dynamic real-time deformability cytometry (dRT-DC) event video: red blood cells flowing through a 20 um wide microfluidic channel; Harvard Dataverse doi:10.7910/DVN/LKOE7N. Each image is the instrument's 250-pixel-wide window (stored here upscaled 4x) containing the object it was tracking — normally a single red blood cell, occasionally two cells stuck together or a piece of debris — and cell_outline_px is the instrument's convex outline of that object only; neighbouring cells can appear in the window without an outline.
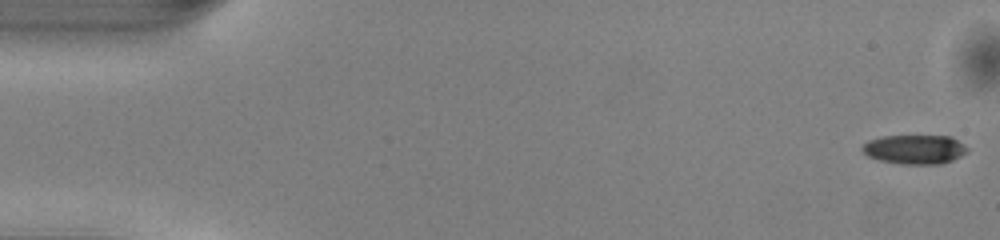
{"species": "common noctule bat (a hibernating species)", "species_latin": "Nyctalus noctula", "temperature_condition": "warm", "stored_images_in_passage": 29, "camera_frame_rate_fps": 3000, "um_per_image_px": 0.085, "animal": {"sex": "male", "body_mass_g": 13.0, "forearm_length_mm": 53.1}, "frame": {"image": 1, "passage_image": 1, "time_ms": 0.0, "image_size_px": [1000, 240], "cell_outline_px": [[968, 152], [952, 160], [940, 164], [900, 164], [880, 160], [868, 156], [860, 148], [868, 140], [880, 136], [952, 136], [968, 148]], "centroid_in_image_um": [77.74, 12.69], "position_along_channel_um": 7.3, "area_um2": 17.92}}
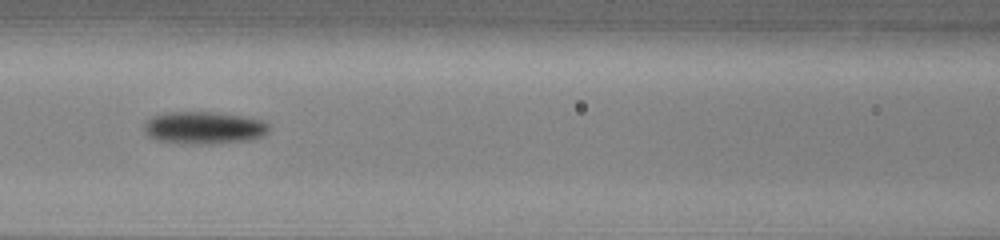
{"frame": {"image": 2, "passage_image": 22, "time_ms": 7.0, "image_size_px": [1000, 240], "cell_outline_px": [[268, 132], [264, 136], [252, 140], [204, 144], [180, 144], [156, 140], [148, 136], [144, 132], [144, 124], [152, 116], [168, 112], [208, 112], [240, 116], [260, 120], [268, 124]], "centroid_in_image_um": [17.29, 10.88], "position_along_channel_um": 149.3, "area_um2": 23.58}}
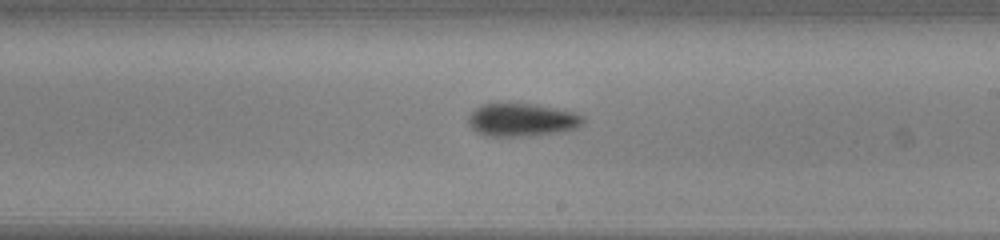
{"frame": {"image": 3, "passage_image": 29, "time_ms": 9.333, "image_size_px": [1000, 240], "cell_outline_px": [[584, 124], [576, 128], [564, 132], [528, 136], [488, 136], [476, 132], [468, 124], [468, 116], [476, 108], [484, 104], [536, 104], [576, 112], [584, 116]], "centroid_in_image_um": [44.41, 10.2], "position_along_channel_um": 244.6, "area_um2": 22.25}}